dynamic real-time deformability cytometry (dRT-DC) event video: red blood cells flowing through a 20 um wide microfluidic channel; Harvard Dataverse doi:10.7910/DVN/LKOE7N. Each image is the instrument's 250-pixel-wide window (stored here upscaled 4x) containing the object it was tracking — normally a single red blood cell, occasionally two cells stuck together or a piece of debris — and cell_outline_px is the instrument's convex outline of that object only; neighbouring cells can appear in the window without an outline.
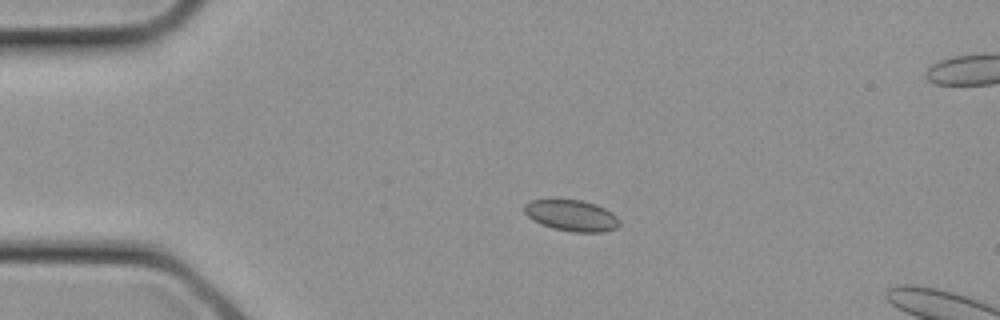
{"species": "common noctule bat (a hibernating species)", "species_latin": "Nyctalus noctula", "temperature_condition": "cold", "stored_images_in_passage": 9, "camera_frame_rate_fps": 3000, "um_per_image_px": 0.085, "animal": {"sex": "female", "body_mass_g": 21.9}, "frame": {"image": 1, "passage_image": 6, "time_ms": 1.667, "image_size_px": [1000, 320], "cell_outline_px": [[620, 224], [616, 228], [604, 232], [572, 232], [552, 228], [528, 216], [524, 212], [524, 204], [532, 200], [580, 200], [596, 204], [612, 212], [620, 220]], "centroid_in_image_um": [48.63, 18.32], "position_along_channel_um": 36.4, "area_um2": 17.11}}